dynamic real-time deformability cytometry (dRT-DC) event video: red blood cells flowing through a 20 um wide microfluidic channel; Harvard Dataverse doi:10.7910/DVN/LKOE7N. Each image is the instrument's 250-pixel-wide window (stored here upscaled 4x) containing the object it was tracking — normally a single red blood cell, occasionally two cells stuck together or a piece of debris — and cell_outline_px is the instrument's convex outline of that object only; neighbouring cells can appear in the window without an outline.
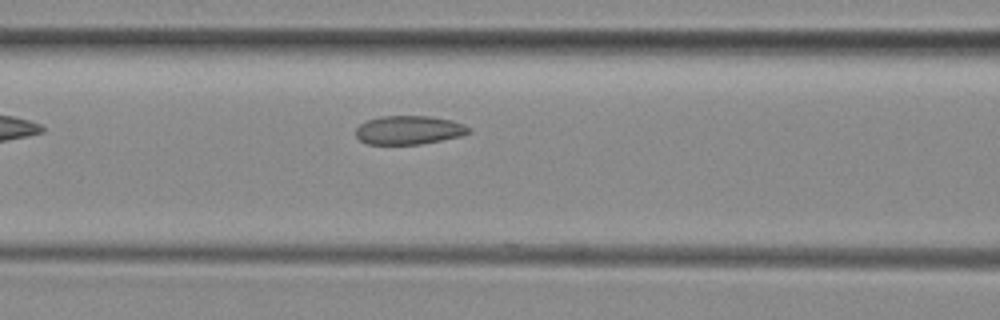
{"species": "common noctule bat (a hibernating species)", "species_latin": "Nyctalus noctula", "temperature_condition": "room temperature", "stored_images_in_passage": 31, "camera_frame_rate_fps": 3000, "um_per_image_px": 0.085, "animal": {"sex": "female", "body_mass_g": 29.2, "forearm_length_mm": 56.3}, "frame": {"image": 1, "passage_image": 5, "time_ms": 1.333, "image_size_px": [1000, 320], "cell_outline_px": [[472, 132], [460, 136], [420, 144], [368, 144], [360, 140], [356, 136], [356, 128], [360, 124], [368, 120], [380, 116], [428, 116], [452, 120], [464, 124], [472, 128]], "centroid_in_image_um": [34.78, 11.05], "position_along_channel_um": 131.8, "area_um2": 18.9}}
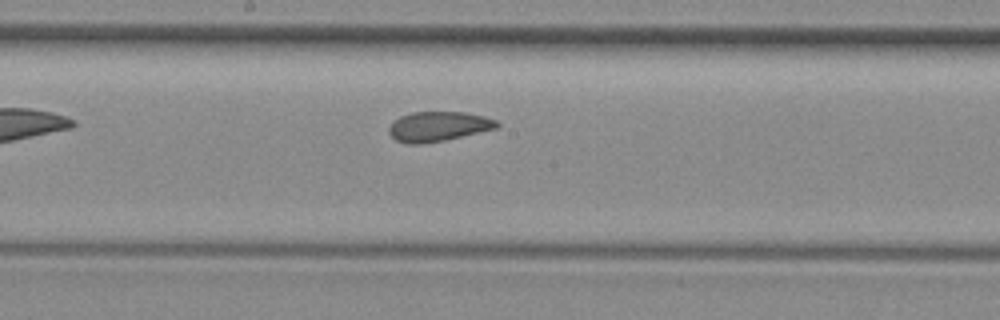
{"frame": {"image": 2, "passage_image": 11, "time_ms": 3.333, "image_size_px": [1000, 320], "cell_outline_px": [[500, 124], [496, 128], [444, 140], [424, 144], [408, 144], [396, 140], [388, 132], [388, 128], [400, 116], [412, 112], [464, 112], [484, 116], [496, 120]], "centroid_in_image_um": [37.24, 10.75], "position_along_channel_um": 211.0, "area_um2": 18.55}}
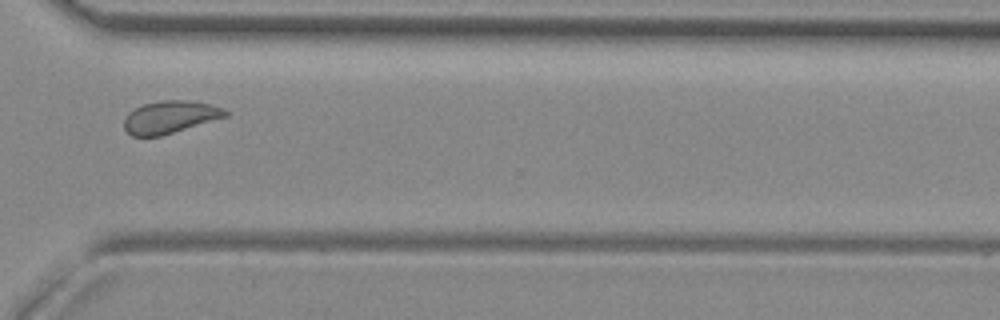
{"frame": {"image": 3, "passage_image": 22, "time_ms": 7.0, "image_size_px": [1000, 320], "cell_outline_px": [[228, 116], [160, 136], [132, 136], [124, 128], [124, 116], [128, 112], [144, 104], [160, 100], [188, 100], [208, 104], [224, 108], [228, 112]], "centroid_in_image_um": [14.43, 9.94], "position_along_channel_um": 356.2, "area_um2": 19.07}}